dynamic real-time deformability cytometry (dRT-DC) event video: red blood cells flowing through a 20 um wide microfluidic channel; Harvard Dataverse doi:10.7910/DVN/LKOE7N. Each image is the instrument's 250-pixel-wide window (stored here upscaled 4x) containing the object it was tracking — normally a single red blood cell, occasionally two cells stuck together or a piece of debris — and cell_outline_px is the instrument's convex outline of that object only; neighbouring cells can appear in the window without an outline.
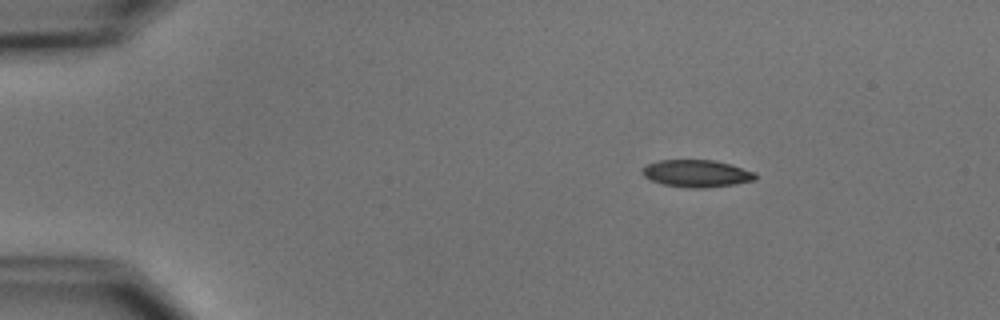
{"species": "common noctule bat (a hibernating species)", "species_latin": "Nyctalus noctula", "temperature_condition": "cold", "stored_images_in_passage": 46, "camera_frame_rate_fps": 3000, "um_per_image_px": 0.085, "animal": {"sex": "male", "body_mass_g": 15.6}, "frame": {"image": 1, "passage_image": 1, "time_ms": 0.0, "image_size_px": [1000, 320], "cell_outline_px": [[756, 180], [736, 184], [704, 188], [688, 188], [664, 184], [652, 180], [644, 176], [640, 172], [648, 164], [660, 160], [716, 160], [732, 164], [756, 172]], "centroid_in_image_um": [59.27, 14.74], "position_along_channel_um": 25.7, "area_um2": 18.03}}
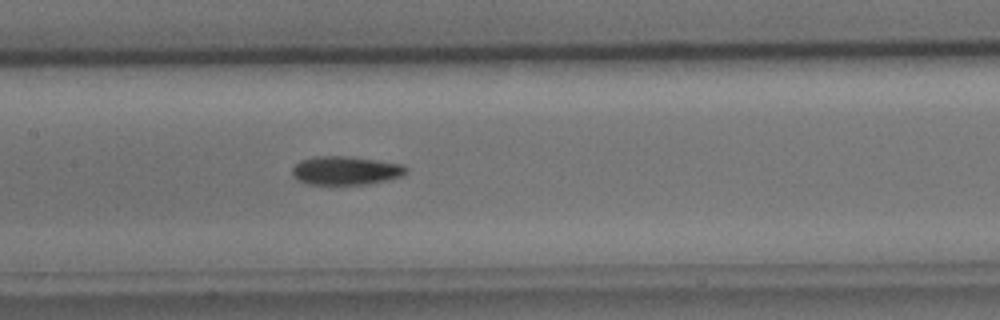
{"frame": {"image": 2, "passage_image": 19, "time_ms": 6.0, "image_size_px": [1000, 320], "cell_outline_px": [[408, 172], [400, 176], [388, 180], [368, 184], [304, 184], [296, 180], [292, 176], [292, 168], [300, 160], [320, 156], [340, 156], [376, 160], [404, 164], [408, 168]], "centroid_in_image_um": [29.37, 14.51], "position_along_channel_um": 178.0, "area_um2": 19.02}}
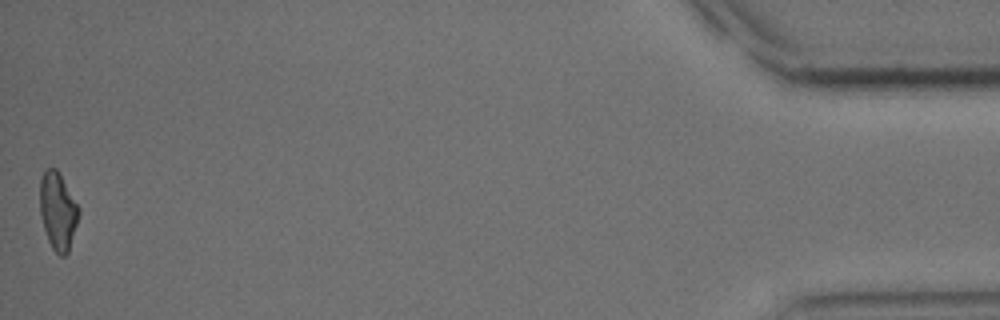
{"frame": {"image": 3, "passage_image": 46, "time_ms": 15.0, "image_size_px": [1000, 320], "cell_outline_px": [[80, 212], [68, 252], [64, 256], [60, 256], [52, 248], [48, 240], [44, 228], [40, 212], [40, 180], [44, 168], [56, 168], [80, 208]], "centroid_in_image_um": [4.91, 17.92], "position_along_channel_um": 430.3, "area_um2": 17.4}, "authors_computed_cell_mechanics": {"area_um2": 18.4093, "velocity_mm_per_s": 3.7713, "shape_relaxation_time_tau1_ms": 7.0663, "shape_relaxation_time_tau2_ms": 9.6067, "deformation_change_tau1": 0.1668, "deformation_change_tau2": 0.1833}}